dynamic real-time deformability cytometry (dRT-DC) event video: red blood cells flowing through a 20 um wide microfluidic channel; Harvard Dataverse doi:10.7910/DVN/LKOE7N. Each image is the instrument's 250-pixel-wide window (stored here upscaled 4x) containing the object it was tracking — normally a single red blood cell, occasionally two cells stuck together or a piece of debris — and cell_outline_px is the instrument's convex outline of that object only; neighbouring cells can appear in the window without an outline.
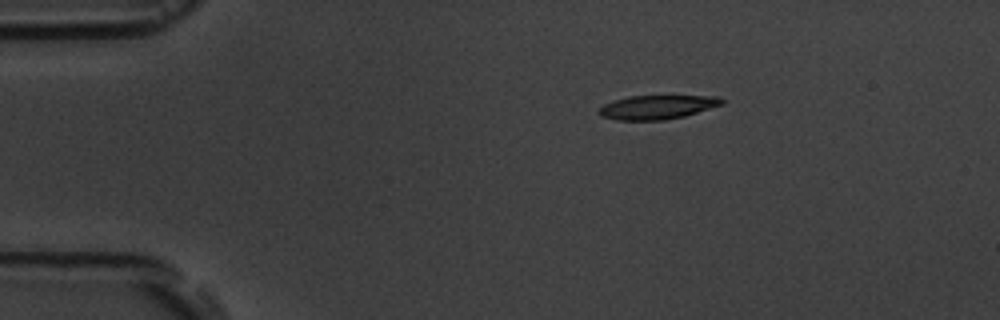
{"species": "common noctule bat (a hibernating species)", "species_latin": "Nyctalus noctula", "temperature_condition": "room temperature", "stored_images_in_passage": 4, "camera_frame_rate_fps": 3000, "um_per_image_px": 0.085, "animal": {"sex": "male", "body_mass_g": 19.5, "forearm_length_mm": 54.6}, "frame": {"image": 1, "passage_image": 2, "time_ms": 3.0, "image_size_px": [1000, 320], "cell_outline_px": [[724, 104], [684, 116], [664, 120], [616, 120], [600, 116], [600, 108], [604, 104], [628, 96], [720, 96], [724, 100]], "centroid_in_image_um": [55.89, 9.11], "position_along_channel_um": 29.1, "area_um2": 17.05}}